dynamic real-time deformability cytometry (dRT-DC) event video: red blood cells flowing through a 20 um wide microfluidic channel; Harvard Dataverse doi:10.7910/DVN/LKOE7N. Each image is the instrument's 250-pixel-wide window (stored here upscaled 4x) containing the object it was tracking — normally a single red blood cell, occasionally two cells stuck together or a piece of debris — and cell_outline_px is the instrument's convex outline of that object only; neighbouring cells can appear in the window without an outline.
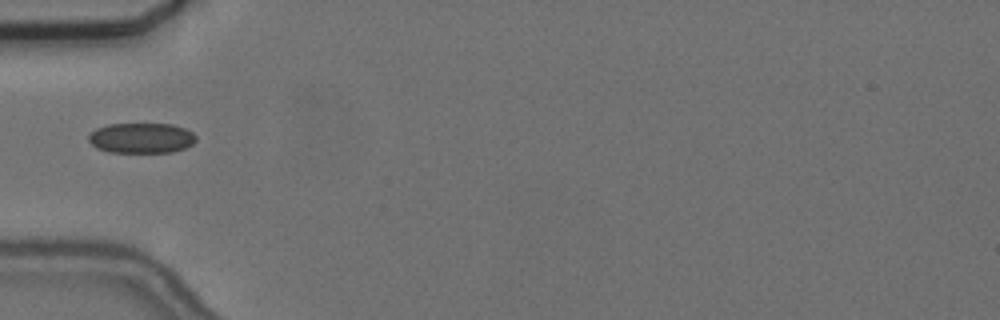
{"species": "common noctule bat (a hibernating species)", "species_latin": "Nyctalus noctula", "temperature_condition": "cold", "stored_images_in_passage": 3, "camera_frame_rate_fps": 3000, "um_per_image_px": 0.085, "animal": {"sex": "female", "body_mass_g": 24.6, "forearm_length_mm": 56.2}, "frame": {"image": 1, "passage_image": 1, "time_ms": 0.0, "image_size_px": [1000, 320], "cell_outline_px": [[196, 140], [192, 144], [184, 148], [172, 152], [108, 152], [96, 148], [88, 140], [88, 136], [96, 128], [108, 124], [172, 124], [184, 128], [192, 132], [196, 136]], "centroid_in_image_um": [12.01, 11.73], "position_along_channel_um": 73.0, "area_um2": 18.96}}